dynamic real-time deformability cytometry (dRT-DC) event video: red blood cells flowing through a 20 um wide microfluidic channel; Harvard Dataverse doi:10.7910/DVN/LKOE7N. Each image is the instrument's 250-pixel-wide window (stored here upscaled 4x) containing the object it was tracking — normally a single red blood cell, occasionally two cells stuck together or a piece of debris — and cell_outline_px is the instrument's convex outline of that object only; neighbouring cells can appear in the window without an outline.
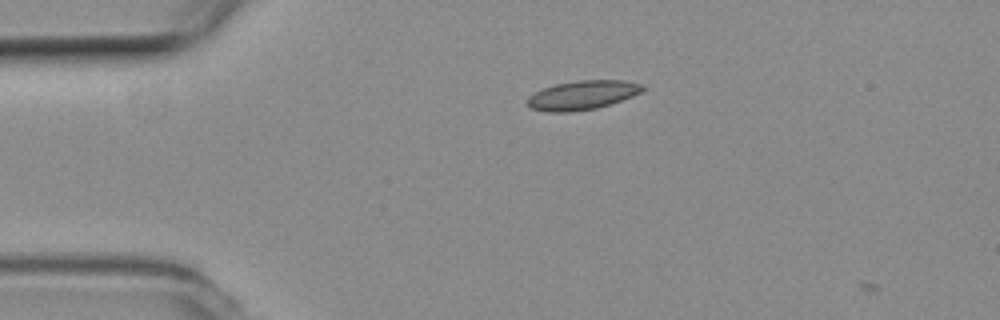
{"species": "common noctule bat (a hibernating species)", "species_latin": "Nyctalus noctula", "temperature_condition": "room temperature", "stored_images_in_passage": 5, "camera_frame_rate_fps": 3000, "um_per_image_px": 0.085, "animal": {"sex": "female", "body_mass_g": 19.3, "forearm_length_mm": 54.1}, "frame": {"image": 1, "passage_image": 4, "time_ms": 1.0, "image_size_px": [1000, 320], "cell_outline_px": [[648, 88], [632, 96], [596, 108], [572, 112], [548, 112], [532, 108], [524, 100], [528, 96], [544, 88], [556, 84], [576, 80], [624, 80], [644, 84]], "centroid_in_image_um": [49.51, 8.07], "position_along_channel_um": 35.5, "area_um2": 19.54}}